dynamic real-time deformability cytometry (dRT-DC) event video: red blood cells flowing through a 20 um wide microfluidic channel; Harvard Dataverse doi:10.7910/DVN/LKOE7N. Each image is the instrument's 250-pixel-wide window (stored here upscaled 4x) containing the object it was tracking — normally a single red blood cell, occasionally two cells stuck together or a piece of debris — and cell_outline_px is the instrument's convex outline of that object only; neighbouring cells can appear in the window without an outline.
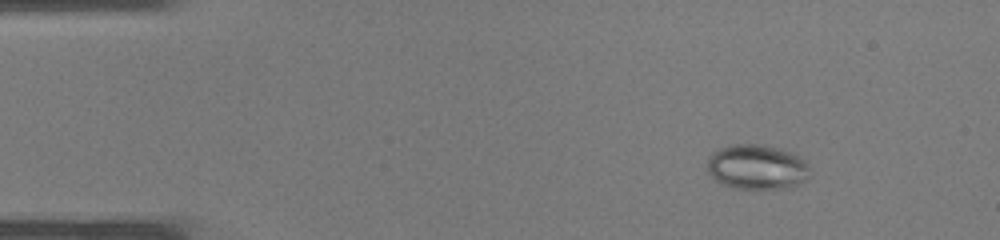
{"species": "common noctule bat (a hibernating species)", "species_latin": "Nyctalus noctula", "temperature_condition": "warm", "stored_images_in_passage": 33, "camera_frame_rate_fps": 3000, "um_per_image_px": 0.085, "animal": {"sex": "male", "body_mass_g": 19.0, "forearm_length_mm": 50.8}, "frame": {"image": 1, "passage_image": 1, "time_ms": 0.0, "image_size_px": [1000, 240], "cell_outline_px": [[808, 176], [804, 180], [788, 188], [736, 188], [724, 184], [716, 180], [708, 172], [708, 156], [712, 152], [720, 148], [732, 144], [756, 144], [776, 148], [792, 152], [804, 160], [808, 164]], "centroid_in_image_um": [64.31, 14.18], "position_along_channel_um": 20.7, "area_um2": 26.47}}
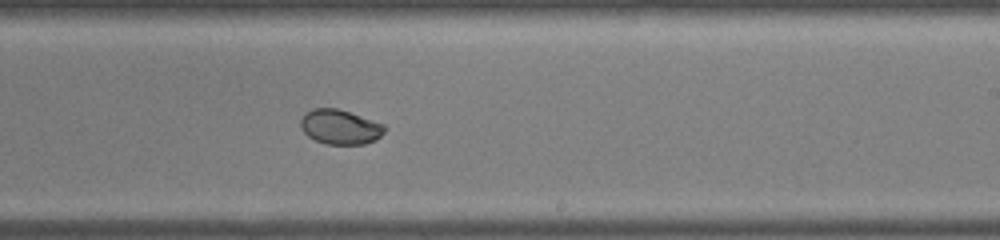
{"frame": {"image": 2, "passage_image": 19, "time_ms": 6.0, "image_size_px": [1000, 240], "cell_outline_px": [[388, 128], [376, 140], [364, 144], [324, 144], [308, 136], [300, 128], [300, 120], [304, 112], [312, 108], [336, 108], [384, 124]], "centroid_in_image_um": [28.89, 10.79], "position_along_channel_um": 260.1, "area_um2": 17.05}}
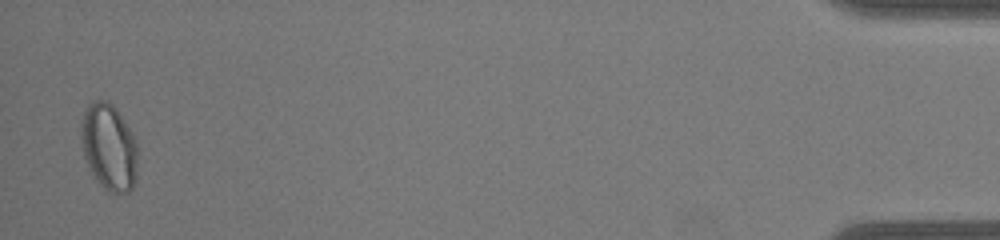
{"frame": {"image": 3, "passage_image": 33, "time_ms": 10.667, "image_size_px": [1000, 240], "cell_outline_px": [[136, 176], [132, 188], [128, 192], [108, 192], [92, 176], [88, 168], [84, 156], [80, 140], [80, 128], [84, 112], [88, 100], [108, 100], [116, 108], [124, 120], [136, 140]], "centroid_in_image_um": [9.22, 12.47], "position_along_channel_um": 426.0, "area_um2": 28.84}}